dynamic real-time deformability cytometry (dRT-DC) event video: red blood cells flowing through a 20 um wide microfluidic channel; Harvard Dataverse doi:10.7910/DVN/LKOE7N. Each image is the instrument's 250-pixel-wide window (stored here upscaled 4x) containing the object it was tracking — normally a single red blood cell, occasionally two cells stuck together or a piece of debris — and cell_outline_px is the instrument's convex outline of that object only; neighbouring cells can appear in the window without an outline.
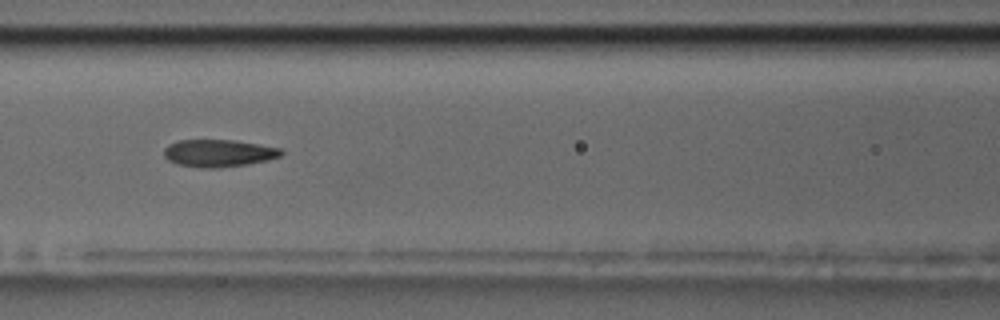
{"species": "common noctule bat (a hibernating species)", "species_latin": "Nyctalus noctula", "temperature_condition": "room temperature", "stored_images_in_passage": 56, "camera_frame_rate_fps": 3000, "um_per_image_px": 0.085, "animal": {"sex": "male", "body_mass_g": 17.5, "forearm_length_mm": 52.3}, "frame": {"image": 1, "passage_image": 24, "time_ms": 7.667, "image_size_px": [1000, 320], "cell_outline_px": [[284, 152], [280, 156], [268, 160], [248, 164], [216, 168], [200, 168], [176, 164], [168, 160], [164, 156], [164, 148], [168, 144], [176, 140], [236, 140], [260, 144], [280, 148]], "centroid_in_image_um": [18.56, 13.01], "position_along_channel_um": 148.0, "area_um2": 18.9}, "authors_computed_cell_mechanics": {"area_um2": 18.8717, "velocity_mm_per_s": 3.6309, "shape_relaxation_time_tau1_ms": 5.1801, "shape_relaxation_time_tau2_ms": 2.5345, "deformation_change_tau1": 0.1735, "deformation_change_tau2": 0.1061}}